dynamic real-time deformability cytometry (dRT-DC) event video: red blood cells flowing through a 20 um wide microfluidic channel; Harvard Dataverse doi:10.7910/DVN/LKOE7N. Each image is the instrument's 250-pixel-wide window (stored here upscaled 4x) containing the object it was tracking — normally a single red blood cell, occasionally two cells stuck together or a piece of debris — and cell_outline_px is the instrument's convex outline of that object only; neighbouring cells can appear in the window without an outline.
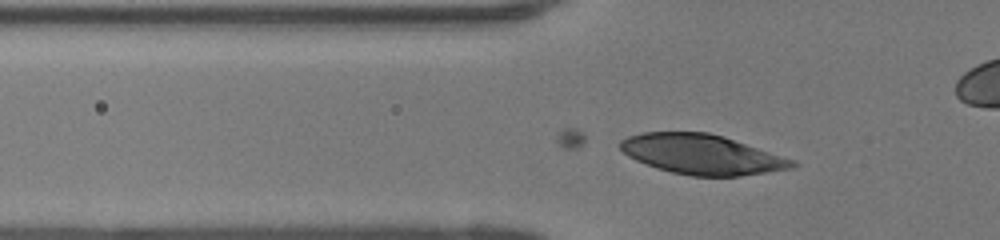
{"species": "human", "species_latin": "Homo sapiens", "temperature_condition": "room temperature", "stored_images_in_passage": 27, "camera_frame_rate_fps": 3000, "um_per_image_px": 0.085, "donor": {"sex": "female"}, "frame": {"image": 1, "passage_image": 8, "time_ms": 2.333, "image_size_px": [1000, 240], "cell_outline_px": [[800, 164], [792, 168], [740, 176], [692, 176], [672, 172], [656, 168], [636, 160], [628, 156], [620, 148], [620, 140], [628, 136], [640, 132], [708, 132], [724, 136], [796, 160]], "centroid_in_image_um": [59.68, 13.12], "position_along_channel_um": 66.1, "area_um2": 40.06}}
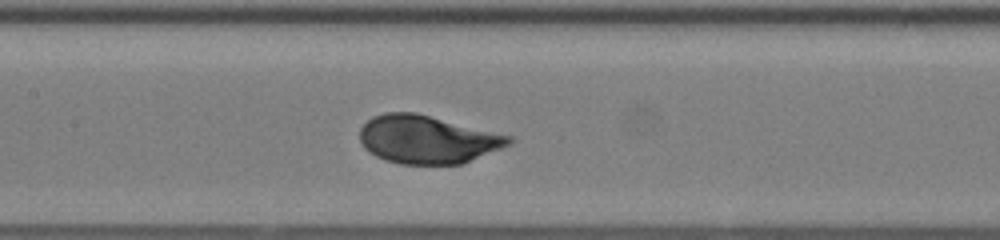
{"frame": {"image": 2, "passage_image": 16, "time_ms": 5.0, "image_size_px": [1000, 240], "cell_outline_px": [[512, 144], [460, 164], [400, 164], [384, 160], [368, 152], [364, 148], [360, 140], [360, 128], [372, 116], [384, 112], [416, 112], [512, 136]], "centroid_in_image_um": [36.3, 11.84], "position_along_channel_um": 171.1, "area_um2": 41.85}}
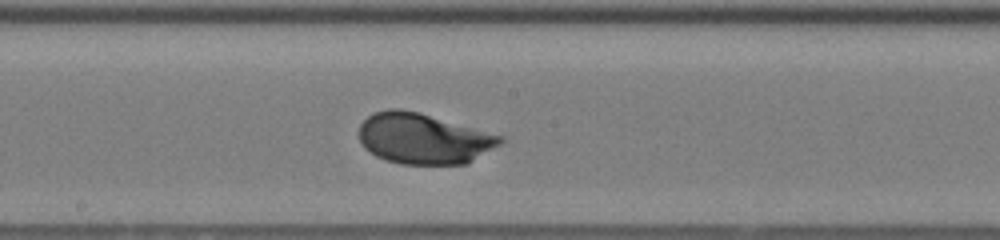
{"frame": {"image": 3, "passage_image": 19, "time_ms": 6.0, "image_size_px": [1000, 240], "cell_outline_px": [[504, 140], [500, 144], [468, 164], [400, 164], [376, 156], [364, 148], [360, 140], [360, 124], [372, 112], [388, 108], [400, 108], [420, 112], [504, 136]], "centroid_in_image_um": [36.0, 11.77], "position_along_channel_um": 212.2, "area_um2": 41.91}}